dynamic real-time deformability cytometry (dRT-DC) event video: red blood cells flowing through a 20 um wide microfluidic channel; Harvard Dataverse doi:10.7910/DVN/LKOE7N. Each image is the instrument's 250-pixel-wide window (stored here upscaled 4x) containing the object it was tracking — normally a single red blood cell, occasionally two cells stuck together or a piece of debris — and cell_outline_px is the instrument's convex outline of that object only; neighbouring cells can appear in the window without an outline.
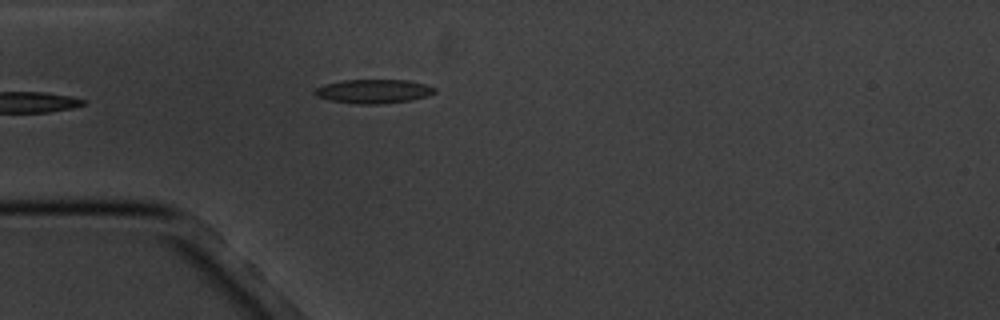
{"species": "common noctule bat (a hibernating species)", "species_latin": "Nyctalus noctula", "temperature_condition": "cold", "stored_images_in_passage": 5, "camera_frame_rate_fps": 3000, "um_per_image_px": 0.085, "animal": {"sex": "male", "body_mass_g": 20.1, "forearm_length_mm": 53.5}, "frame": {"image": 1, "passage_image": 5, "time_ms": 5.667, "image_size_px": [1000, 320], "cell_outline_px": [[436, 92], [412, 100], [380, 104], [356, 104], [332, 100], [316, 96], [312, 92], [316, 88], [324, 84], [344, 80], [408, 80], [424, 84], [436, 88]], "centroid_in_image_um": [31.73, 7.76], "position_along_channel_um": 53.3, "area_um2": 16.65}}